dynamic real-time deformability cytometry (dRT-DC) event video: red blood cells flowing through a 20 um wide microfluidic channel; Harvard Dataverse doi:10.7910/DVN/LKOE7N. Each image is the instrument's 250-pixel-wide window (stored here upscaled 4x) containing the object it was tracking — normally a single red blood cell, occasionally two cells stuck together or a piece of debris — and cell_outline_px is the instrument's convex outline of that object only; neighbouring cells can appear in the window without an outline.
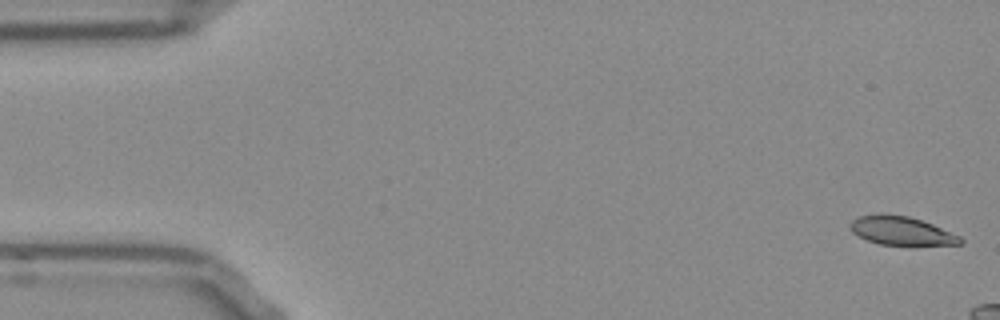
{"species": "Egyptian fruit bat (a non-hibernating species)", "species_latin": "Rousettus aegyptiacus", "temperature_condition": "room temperature", "stored_images_in_passage": 8, "camera_frame_rate_fps": 3000, "um_per_image_px": 0.085, "frame": {"image": 1, "passage_image": 1, "time_ms": 0.0, "image_size_px": [1000, 320], "cell_outline_px": [[964, 240], [960, 244], [912, 248], [880, 244], [868, 240], [852, 232], [848, 228], [848, 224], [852, 220], [860, 216], [876, 212], [880, 212], [908, 216], [932, 224], [960, 236]], "centroid_in_image_um": [76.63, 19.65], "position_along_channel_um": 8.4, "area_um2": 19.36}}